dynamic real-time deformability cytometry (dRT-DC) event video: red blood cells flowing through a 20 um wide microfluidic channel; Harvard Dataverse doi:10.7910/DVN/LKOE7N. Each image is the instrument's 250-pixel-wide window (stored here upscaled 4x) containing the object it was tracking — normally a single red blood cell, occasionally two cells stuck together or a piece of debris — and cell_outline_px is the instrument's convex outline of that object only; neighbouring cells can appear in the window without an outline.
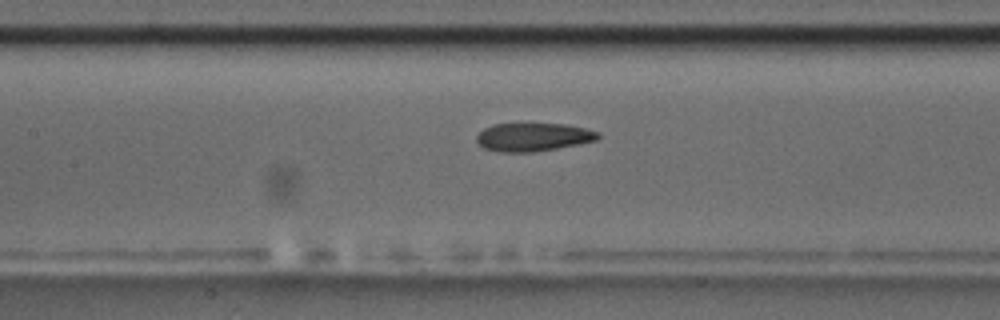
{"species": "common noctule bat (a hibernating species)", "species_latin": "Nyctalus noctula", "temperature_condition": "room temperature", "stored_images_in_passage": 38, "camera_frame_rate_fps": 3000, "um_per_image_px": 0.085, "animal": {"sex": "male", "body_mass_g": 17.5, "forearm_length_mm": 52.3}, "frame": {"image": 1, "passage_image": 12, "time_ms": 3.667, "image_size_px": [1000, 320], "cell_outline_px": [[600, 136], [596, 140], [580, 144], [532, 152], [500, 152], [484, 148], [476, 140], [476, 136], [484, 128], [492, 124], [568, 124], [600, 132]], "centroid_in_image_um": [45.33, 11.65], "position_along_channel_um": 162.1, "area_um2": 19.94}}
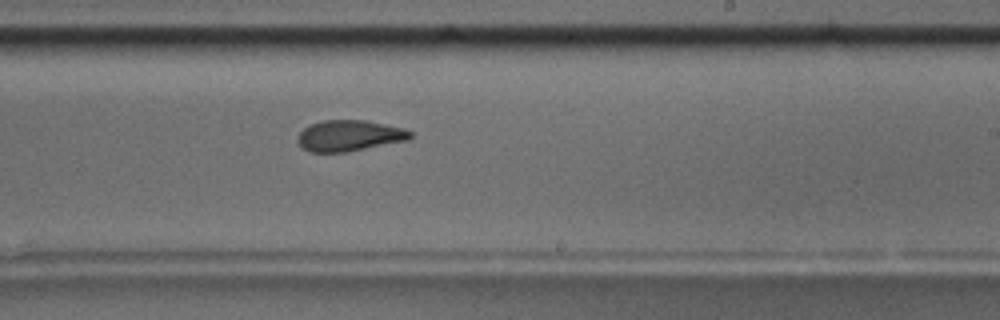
{"frame": {"image": 2, "passage_image": 20, "time_ms": 6.333, "image_size_px": [1000, 320], "cell_outline_px": [[412, 136], [408, 140], [344, 152], [308, 152], [296, 140], [296, 136], [304, 128], [320, 120], [368, 120], [404, 128], [412, 132]], "centroid_in_image_um": [29.68, 11.52], "position_along_channel_um": 259.3, "area_um2": 20.35}}
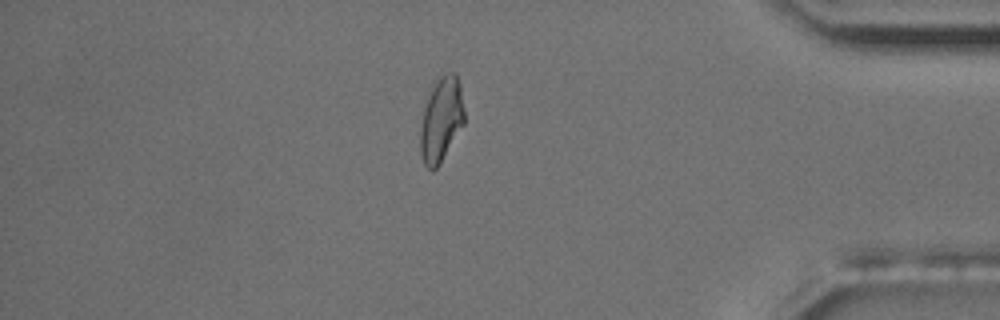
{"frame": {"image": 3, "passage_image": 34, "time_ms": 11.0, "image_size_px": [1000, 320], "cell_outline_px": [[464, 124], [440, 164], [432, 172], [424, 164], [420, 156], [420, 128], [424, 108], [432, 80], [436, 76], [444, 72], [456, 72], [460, 84], [464, 108]], "centroid_in_image_um": [37.49, 10.1], "position_along_channel_um": 397.7, "area_um2": 22.37}, "authors_computed_cell_mechanics": {"area_um2": 20.9236, "velocity_mm_per_s": 3.6621, "shape_relaxation_time_tau1_ms": 6.7443, "shape_relaxation_time_tau2_ms": 1.993, "deformation_change_tau1": 0.1939, "deformation_change_tau2": 0.0939}}